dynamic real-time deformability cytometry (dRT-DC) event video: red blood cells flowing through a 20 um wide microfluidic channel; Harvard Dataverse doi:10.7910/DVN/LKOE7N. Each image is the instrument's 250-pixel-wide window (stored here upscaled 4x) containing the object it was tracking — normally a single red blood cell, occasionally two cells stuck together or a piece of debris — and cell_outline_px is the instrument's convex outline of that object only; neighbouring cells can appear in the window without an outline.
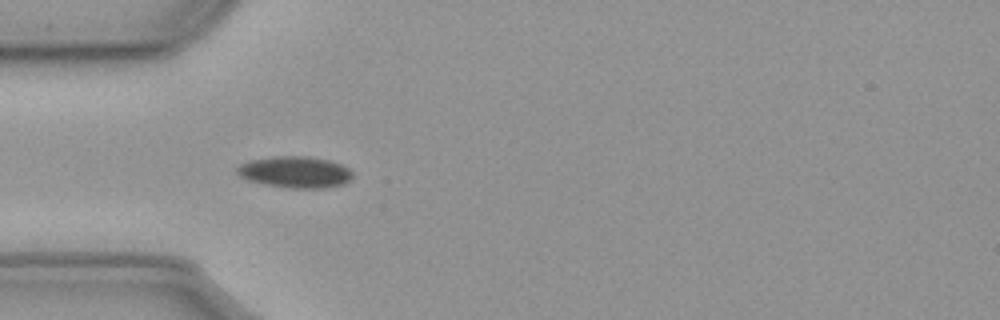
{"species": "common noctule bat (a hibernating species)", "species_latin": "Nyctalus noctula", "temperature_condition": "cold", "stored_images_in_passage": 17, "camera_frame_rate_fps": 3000, "um_per_image_px": 0.085, "animal": {"sex": "male", "body_mass_g": 23.1, "forearm_length_mm": 52.7}, "frame": {"image": 1, "passage_image": 6, "time_ms": 1.667, "image_size_px": [1000, 320], "cell_outline_px": [[352, 176], [344, 184], [324, 188], [292, 188], [264, 184], [248, 180], [240, 176], [236, 172], [236, 168], [240, 164], [252, 160], [272, 156], [308, 156], [328, 160], [340, 164], [348, 168], [352, 172]], "centroid_in_image_um": [25.07, 14.62], "position_along_channel_um": 59.9, "area_um2": 21.1}}